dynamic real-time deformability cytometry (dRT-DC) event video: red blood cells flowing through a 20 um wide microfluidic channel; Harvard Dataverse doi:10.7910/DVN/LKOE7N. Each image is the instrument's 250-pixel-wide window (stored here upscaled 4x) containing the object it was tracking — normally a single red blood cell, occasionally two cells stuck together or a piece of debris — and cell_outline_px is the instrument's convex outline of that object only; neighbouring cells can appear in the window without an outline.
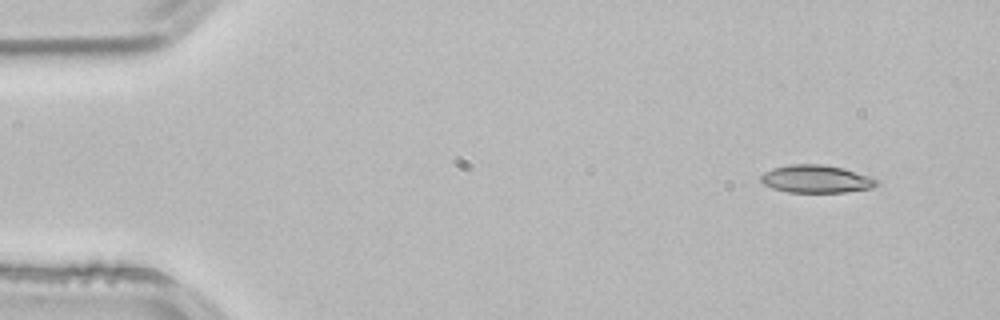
{"species": "common noctule bat (a hibernating species)", "species_latin": "Nyctalus noctula", "temperature_condition": "room temperature", "stored_images_in_passage": 2, "camera_frame_rate_fps": 3000, "um_per_image_px": 0.085, "animal": {"sex": "male", "body_mass_g": 21.5, "forearm_length_mm": 52.0}, "frame": {"image": 1, "passage_image": 1, "time_ms": 0.0, "image_size_px": [1000, 320], "cell_outline_px": [[880, 184], [872, 188], [844, 192], [788, 192], [772, 188], [764, 184], [760, 180], [760, 176], [764, 172], [772, 168], [788, 164], [820, 164], [844, 168], [872, 176], [880, 180]], "centroid_in_image_um": [69.42, 15.2], "position_along_channel_um": 15.6, "area_um2": 19.02}}